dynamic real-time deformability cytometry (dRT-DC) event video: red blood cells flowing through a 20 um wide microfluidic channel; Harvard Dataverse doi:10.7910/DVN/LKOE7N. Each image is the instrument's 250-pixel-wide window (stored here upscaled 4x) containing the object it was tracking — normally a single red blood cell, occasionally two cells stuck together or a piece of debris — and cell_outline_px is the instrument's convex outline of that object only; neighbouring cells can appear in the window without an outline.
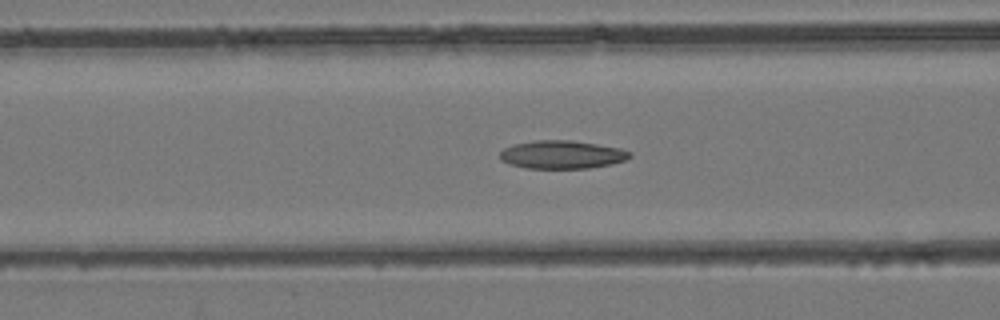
{"species": "common noctule bat (a hibernating species)", "species_latin": "Nyctalus noctula", "temperature_condition": "room temperature", "stored_images_in_passage": 43, "camera_frame_rate_fps": 3000, "um_per_image_px": 0.085, "animal": {"sex": "female", "body_mass_g": 24.6, "forearm_length_mm": 56.2}, "frame": {"image": 1, "passage_image": 17, "time_ms": 5.333, "image_size_px": [1000, 320], "cell_outline_px": [[632, 156], [624, 160], [612, 164], [588, 168], [524, 168], [508, 164], [500, 160], [500, 152], [504, 148], [512, 144], [536, 140], [572, 140], [620, 148], [632, 152]], "centroid_in_image_um": [47.74, 13.14], "position_along_channel_um": 118.9, "area_um2": 21.44}}
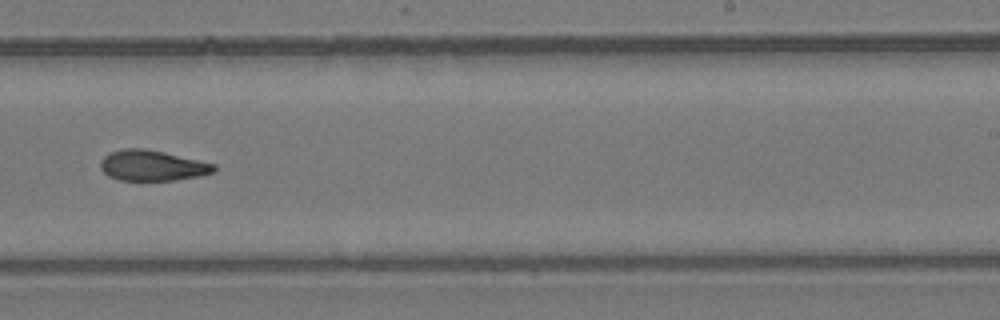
{"frame": {"image": 2, "passage_image": 27, "time_ms": 8.667, "image_size_px": [1000, 320], "cell_outline_px": [[216, 172], [204, 176], [176, 180], [120, 180], [108, 176], [100, 168], [100, 160], [108, 152], [124, 148], [144, 148], [164, 152], [216, 164]], "centroid_in_image_um": [12.96, 14.07], "position_along_channel_um": 276.0, "area_um2": 20.52}}
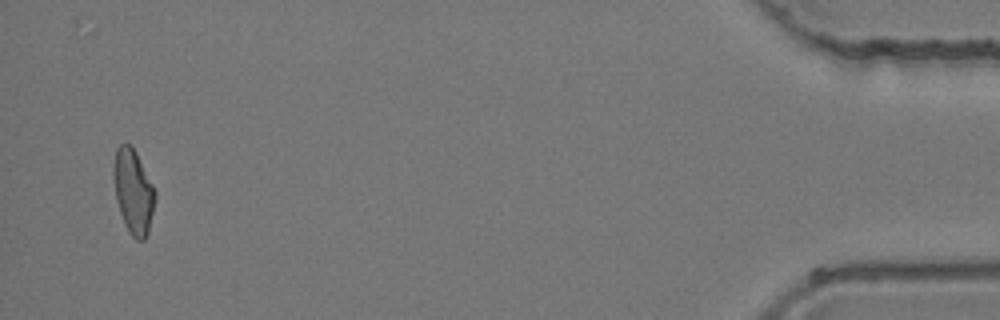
{"frame": {"image": 3, "passage_image": 42, "time_ms": 13.667, "image_size_px": [1000, 320], "cell_outline_px": [[156, 196], [148, 232], [144, 240], [136, 240], [128, 232], [124, 224], [116, 200], [112, 176], [112, 164], [116, 148], [120, 144], [132, 144], [156, 188]], "centroid_in_image_um": [11.32, 16.23], "position_along_channel_um": 423.9, "area_um2": 20.98}}